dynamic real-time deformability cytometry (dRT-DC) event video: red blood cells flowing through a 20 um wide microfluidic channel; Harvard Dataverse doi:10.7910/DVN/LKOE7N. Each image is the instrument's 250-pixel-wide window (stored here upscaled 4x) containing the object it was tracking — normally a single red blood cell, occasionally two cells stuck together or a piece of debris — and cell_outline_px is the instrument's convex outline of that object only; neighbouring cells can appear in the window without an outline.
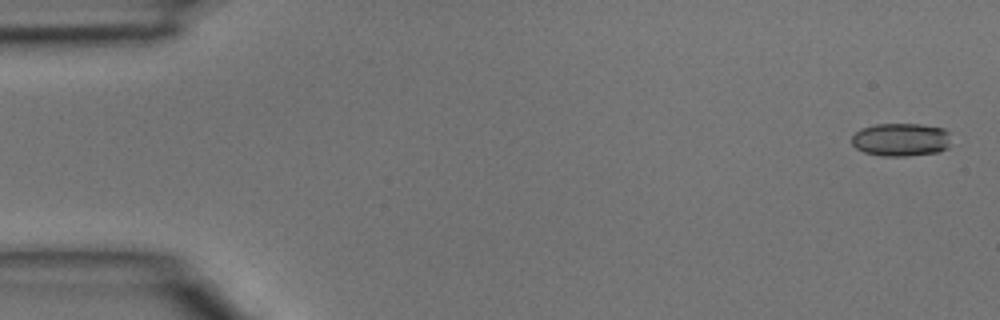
{"species": "common noctule bat (a hibernating species)", "species_latin": "Nyctalus noctula", "temperature_condition": "room temperature", "stored_images_in_passage": 4, "camera_frame_rate_fps": 3000, "um_per_image_px": 0.085, "animal": {"sex": "male", "body_mass_g": 15.6}, "frame": {"image": 1, "passage_image": 1, "time_ms": 0.0, "image_size_px": [1000, 320], "cell_outline_px": [[948, 148], [940, 152], [904, 156], [880, 156], [864, 152], [856, 148], [852, 144], [852, 136], [860, 128], [876, 124], [920, 124], [944, 128], [948, 132]], "centroid_in_image_um": [76.56, 11.87], "position_along_channel_um": 8.4, "area_um2": 19.25}}
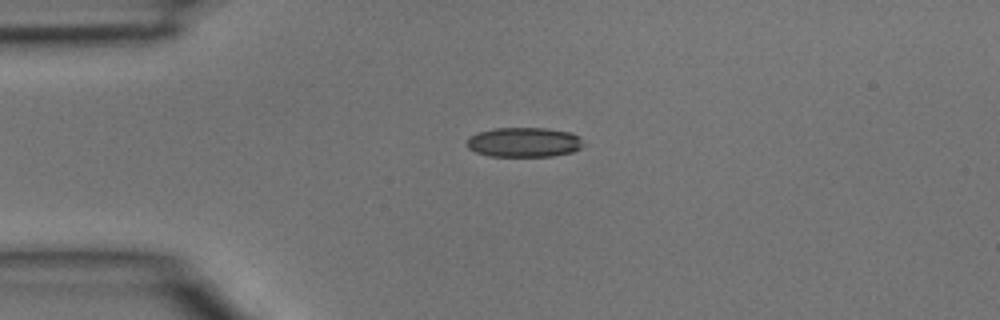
{"frame": {"image": 2, "passage_image": 3, "time_ms": 0.667, "image_size_px": [1000, 320], "cell_outline_px": [[584, 144], [580, 148], [572, 152], [552, 156], [488, 156], [476, 152], [468, 148], [468, 136], [476, 132], [496, 128], [548, 128], [572, 132], [580, 136]], "centroid_in_image_um": [44.56, 12.08], "position_along_channel_um": 40.4, "area_um2": 20.35}}
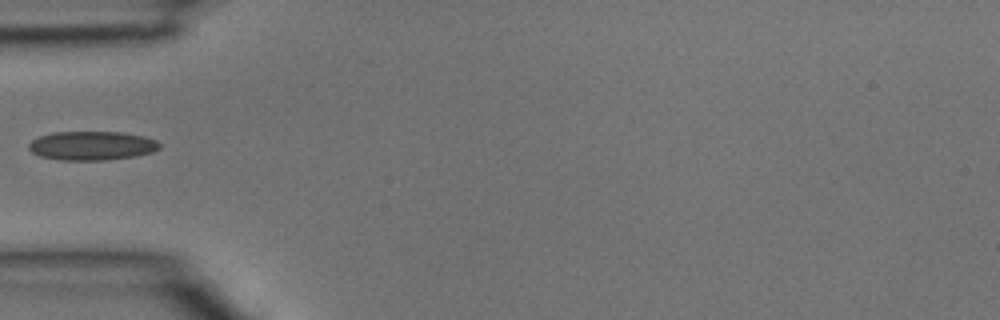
{"frame": {"image": 3, "passage_image": 4, "time_ms": 1.0, "image_size_px": [1000, 320], "cell_outline_px": [[160, 148], [152, 152], [136, 156], [108, 160], [60, 160], [40, 156], [32, 152], [28, 148], [28, 144], [32, 140], [40, 136], [52, 132], [120, 132], [144, 136], [156, 140], [160, 144]], "centroid_in_image_um": [7.81, 12.38], "position_along_channel_um": 77.2, "area_um2": 22.14}}